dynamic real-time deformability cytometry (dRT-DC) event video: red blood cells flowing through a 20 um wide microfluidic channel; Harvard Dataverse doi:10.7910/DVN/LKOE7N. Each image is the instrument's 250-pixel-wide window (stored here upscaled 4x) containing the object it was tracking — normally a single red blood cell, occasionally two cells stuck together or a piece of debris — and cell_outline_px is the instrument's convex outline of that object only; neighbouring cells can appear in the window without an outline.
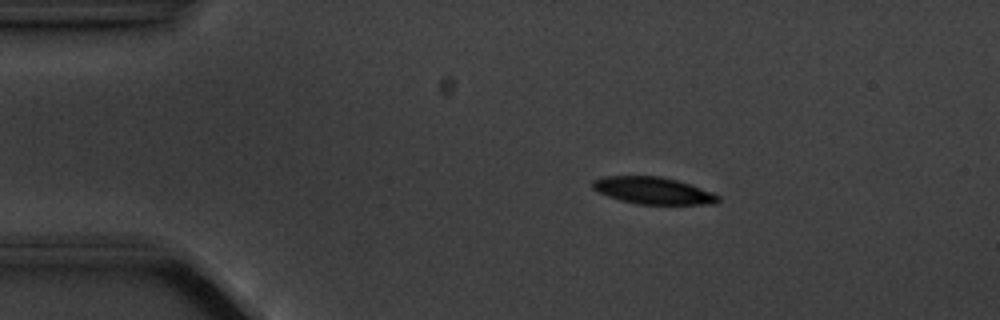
{"species": "common noctule bat (a hibernating species)", "species_latin": "Nyctalus noctula", "temperature_condition": "cold", "stored_images_in_passage": 3, "camera_frame_rate_fps": 3000, "um_per_image_px": 0.085, "animal": {"sex": "male", "body_mass_g": 20.1, "forearm_length_mm": 53.5}, "frame": {"image": 1, "passage_image": 2, "time_ms": 1.333, "image_size_px": [1000, 320], "cell_outline_px": [[720, 200], [716, 204], [640, 204], [620, 200], [608, 196], [592, 188], [592, 180], [604, 176], [660, 176], [692, 184], [712, 192], [720, 196]], "centroid_in_image_um": [55.54, 16.2], "position_along_channel_um": 29.5, "area_um2": 19.77}}